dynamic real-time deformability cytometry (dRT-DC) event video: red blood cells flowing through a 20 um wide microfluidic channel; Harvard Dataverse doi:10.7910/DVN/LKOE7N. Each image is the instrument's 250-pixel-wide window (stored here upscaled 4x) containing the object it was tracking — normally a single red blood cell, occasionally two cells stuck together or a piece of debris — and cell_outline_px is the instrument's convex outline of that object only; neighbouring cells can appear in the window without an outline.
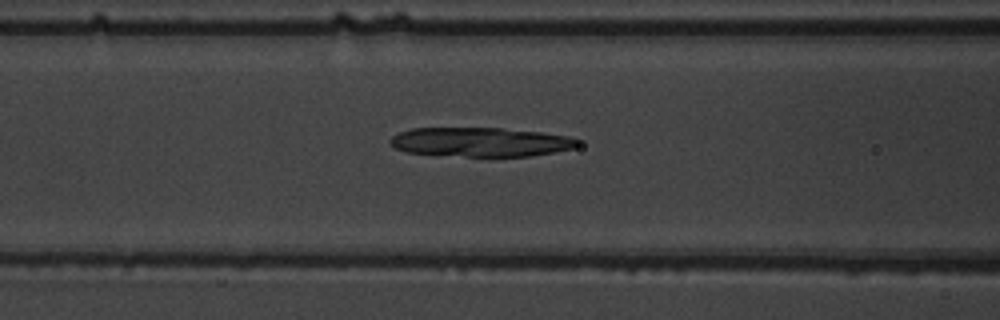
{"species": "common noctule bat (a hibernating species)", "species_latin": "Nyctalus noctula", "temperature_condition": "warm", "stored_images_in_passage": 37, "camera_frame_rate_fps": 3000, "um_per_image_px": 0.085, "animal": {"sex": "male", "body_mass_g": 19.5, "forearm_length_mm": 54.6}, "frame": {"image": 1, "passage_image": 9, "time_ms": 2.667, "image_size_px": [1000, 320], "cell_outline_px": [[580, 144], [572, 148], [552, 152], [528, 156], [468, 156], [404, 152], [392, 148], [388, 144], [388, 140], [392, 136], [400, 132], [412, 128], [500, 128], [540, 132], [568, 136], [580, 140]], "centroid_in_image_um": [40.78, 12.06], "position_along_channel_um": 125.8, "area_um2": 31.85}}
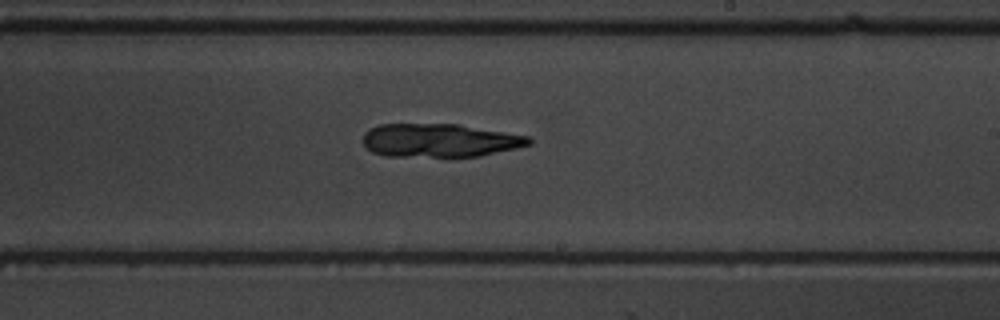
{"frame": {"image": 2, "passage_image": 19, "time_ms": 6.0, "image_size_px": [1000, 320], "cell_outline_px": [[532, 144], [516, 148], [480, 156], [384, 156], [372, 152], [364, 148], [364, 132], [380, 124], [460, 124], [528, 136], [532, 140]], "centroid_in_image_um": [37.36, 11.93], "position_along_channel_um": 251.6, "area_um2": 32.31}}
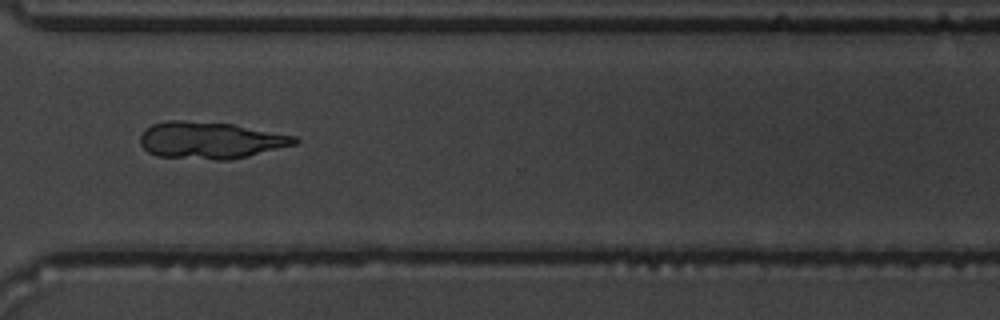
{"frame": {"image": 3, "passage_image": 27, "time_ms": 8.667, "image_size_px": [1000, 320], "cell_outline_px": [[300, 140], [296, 144], [248, 156], [228, 160], [216, 160], [156, 156], [148, 152], [140, 144], [140, 136], [152, 124], [168, 120], [180, 120], [232, 124], [296, 136]], "centroid_in_image_um": [17.88, 11.93], "position_along_channel_um": 352.7, "area_um2": 33.06}}